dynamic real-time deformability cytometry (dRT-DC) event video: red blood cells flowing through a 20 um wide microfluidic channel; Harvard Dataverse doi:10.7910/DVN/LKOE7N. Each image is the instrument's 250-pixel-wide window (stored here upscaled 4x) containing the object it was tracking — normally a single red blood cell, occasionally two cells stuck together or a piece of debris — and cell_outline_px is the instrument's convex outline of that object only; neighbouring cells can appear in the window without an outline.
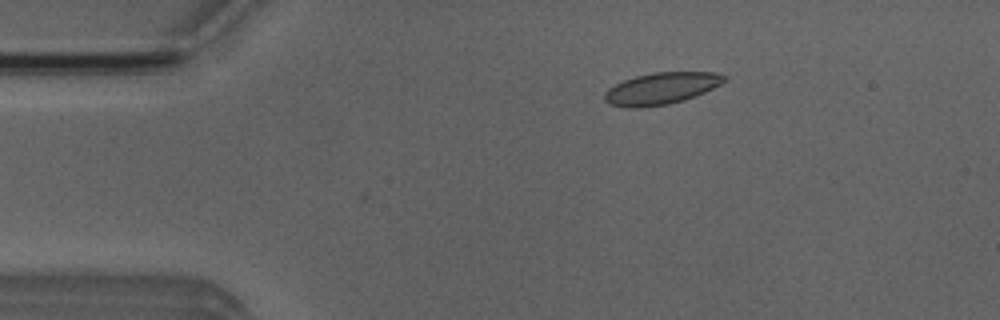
{"species": "Egyptian fruit bat (a non-hibernating species)", "species_latin": "Rousettus aegyptiacus", "temperature_condition": "room temperature", "stored_images_in_passage": 5, "camera_frame_rate_fps": 3000, "um_per_image_px": 0.085, "animal": {"sex": "male"}, "frame": {"image": 1, "passage_image": 5, "time_ms": 1.333, "image_size_px": [1000, 320], "cell_outline_px": [[728, 80], [696, 96], [684, 100], [668, 104], [636, 108], [632, 108], [612, 104], [604, 100], [604, 92], [608, 88], [624, 80], [636, 76], [652, 72], [716, 72], [728, 76]], "centroid_in_image_um": [56.24, 7.5], "position_along_channel_um": 28.8, "area_um2": 22.14}}